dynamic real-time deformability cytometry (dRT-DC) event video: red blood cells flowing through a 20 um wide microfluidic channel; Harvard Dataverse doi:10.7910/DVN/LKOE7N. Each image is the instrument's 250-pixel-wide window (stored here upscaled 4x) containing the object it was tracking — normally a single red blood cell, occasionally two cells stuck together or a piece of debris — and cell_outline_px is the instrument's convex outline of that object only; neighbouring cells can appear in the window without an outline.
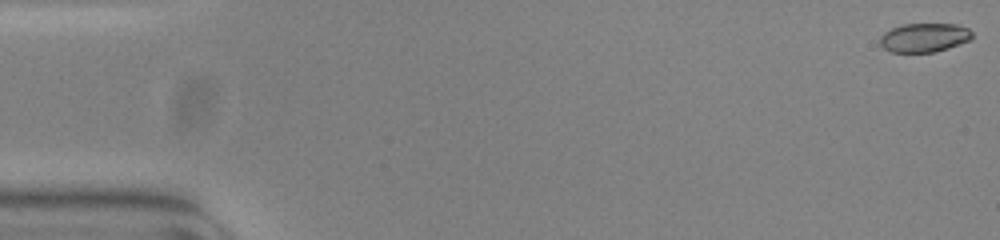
{"species": "common noctule bat (a hibernating species)", "species_latin": "Nyctalus noctula", "temperature_condition": "warm", "stored_images_in_passage": 55, "camera_frame_rate_fps": 3000, "um_per_image_px": 0.085, "animal": {"sex": "female", "body_mass_g": 23.0, "forearm_length_mm": 53.4}, "frame": {"image": 1, "passage_image": 1, "time_ms": 0.0, "image_size_px": [1000, 240], "cell_outline_px": [[972, 40], [948, 48], [932, 52], [892, 52], [884, 48], [880, 44], [880, 36], [884, 32], [892, 28], [904, 24], [956, 24], [968, 28], [972, 32]], "centroid_in_image_um": [78.58, 3.19], "position_along_channel_um": 6.4, "area_um2": 15.55}}
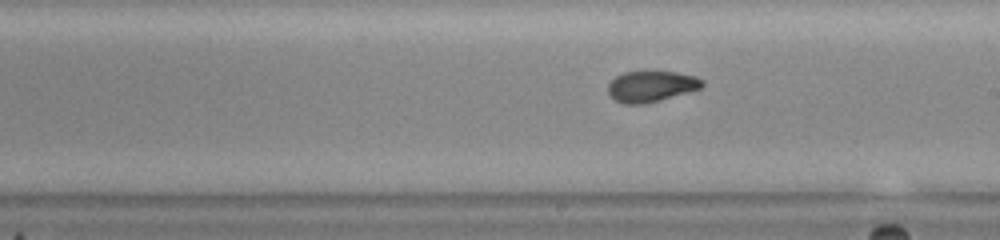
{"frame": {"image": 2, "passage_image": 31, "time_ms": 10.0, "image_size_px": [1000, 240], "cell_outline_px": [[704, 84], [700, 88], [644, 104], [624, 104], [608, 96], [608, 84], [616, 76], [624, 72], [676, 72], [696, 76], [704, 80]], "centroid_in_image_um": [55.32, 7.34], "position_along_channel_um": 233.7, "area_um2": 16.76}}
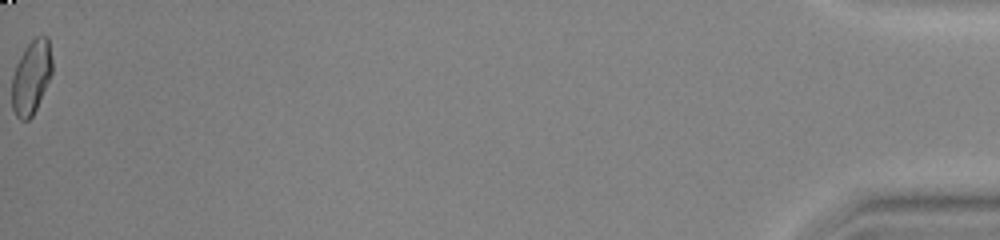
{"frame": {"image": 3, "passage_image": 55, "time_ms": 18.0, "image_size_px": [1000, 240], "cell_outline_px": [[52, 72], [36, 108], [32, 116], [28, 120], [20, 120], [16, 116], [12, 108], [12, 76], [16, 64], [24, 48], [36, 36], [48, 36], [52, 60]], "centroid_in_image_um": [2.65, 6.55], "position_along_channel_um": 432.6, "area_um2": 17.22}, "authors_computed_cell_mechanics": {"area_um2": 17.051, "velocity_mm_per_s": 3.7955, "shape_relaxation_time_tau1_ms": 6.8491, "shape_relaxation_time_tau2_ms": 1.0403, "deformation_change_tau1": 0.2278, "deformation_change_tau2": 0.062}}